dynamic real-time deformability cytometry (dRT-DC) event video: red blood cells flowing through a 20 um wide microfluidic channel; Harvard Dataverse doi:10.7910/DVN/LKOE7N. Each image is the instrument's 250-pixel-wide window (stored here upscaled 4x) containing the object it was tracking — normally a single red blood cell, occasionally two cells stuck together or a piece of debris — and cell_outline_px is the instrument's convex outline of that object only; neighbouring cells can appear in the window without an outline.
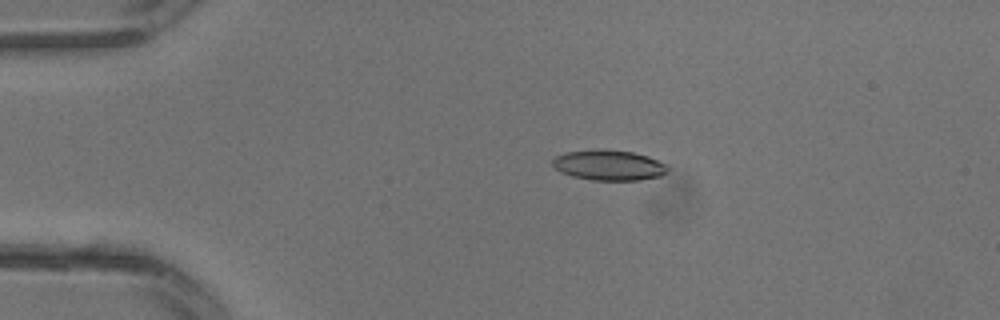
{"species": "common noctule bat (a hibernating species)", "species_latin": "Nyctalus noctula", "temperature_condition": "warm", "stored_images_in_passage": 32, "camera_frame_rate_fps": 3000, "um_per_image_px": 0.085, "animal": {"sex": "male", "body_mass_g": 13.3}, "frame": {"image": 1, "passage_image": 7, "time_ms": 2.0, "image_size_px": [1000, 320], "cell_outline_px": [[668, 172], [660, 176], [640, 180], [592, 180], [572, 176], [560, 172], [552, 164], [552, 160], [556, 156], [564, 152], [632, 152], [648, 156], [664, 164], [668, 168]], "centroid_in_image_um": [51.76, 14.09], "position_along_channel_um": 33.2, "area_um2": 19.48}}
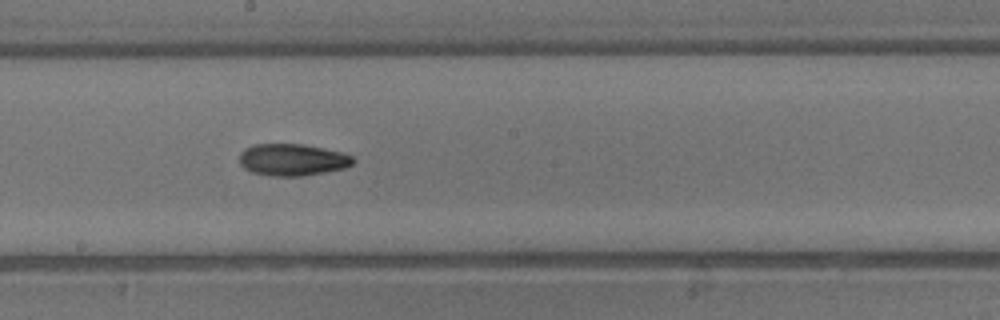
{"frame": {"image": 2, "passage_image": 18, "time_ms": 5.667, "image_size_px": [1000, 320], "cell_outline_px": [[356, 160], [352, 164], [344, 168], [324, 172], [300, 176], [272, 176], [252, 172], [244, 168], [240, 164], [240, 152], [244, 148], [252, 144], [304, 144], [340, 152], [352, 156]], "centroid_in_image_um": [24.83, 13.57], "position_along_channel_um": 223.4, "area_um2": 21.1}}
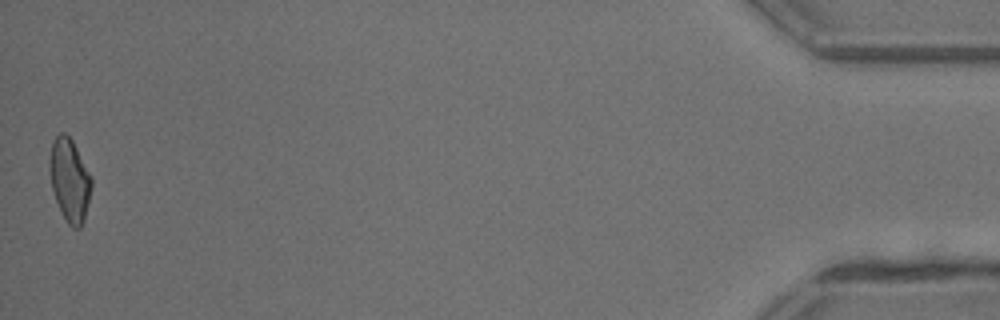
{"frame": {"image": 3, "passage_image": 32, "time_ms": 10.333, "image_size_px": [1000, 320], "cell_outline_px": [[92, 188], [84, 220], [80, 228], [72, 228], [68, 224], [56, 200], [52, 188], [48, 168], [48, 160], [52, 140], [60, 132], [64, 132], [72, 140], [92, 176]], "centroid_in_image_um": [5.91, 15.27], "position_along_channel_um": 429.3, "area_um2": 20.4}}